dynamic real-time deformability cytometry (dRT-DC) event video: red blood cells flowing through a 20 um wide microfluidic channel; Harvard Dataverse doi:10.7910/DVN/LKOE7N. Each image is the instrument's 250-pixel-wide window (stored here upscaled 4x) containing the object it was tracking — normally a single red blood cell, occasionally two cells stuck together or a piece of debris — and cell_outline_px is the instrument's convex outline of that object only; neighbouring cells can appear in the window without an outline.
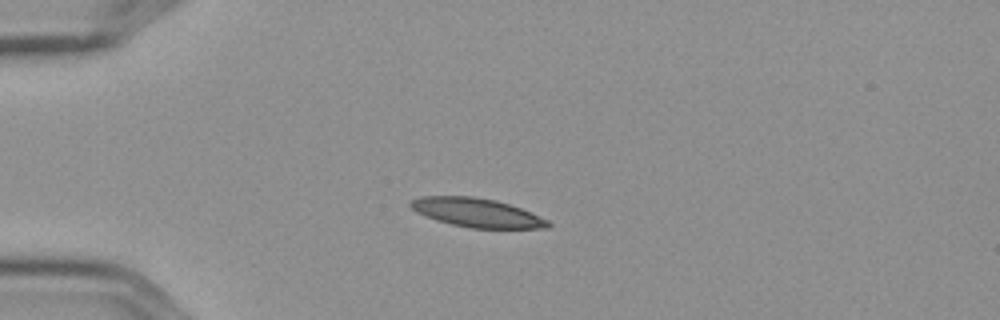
{"species": "Egyptian fruit bat (a non-hibernating species)", "species_latin": "Rousettus aegyptiacus", "temperature_condition": "cold", "stored_images_in_passage": 4, "camera_frame_rate_fps": 3000, "um_per_image_px": 0.085, "frame": {"image": 1, "passage_image": 4, "time_ms": 1.0, "image_size_px": [1000, 320], "cell_outline_px": [[552, 224], [548, 228], [472, 228], [452, 224], [436, 220], [416, 212], [408, 204], [412, 200], [420, 196], [472, 196], [496, 200], [520, 208], [548, 220]], "centroid_in_image_um": [40.51, 18.07], "position_along_channel_um": 44.5, "area_um2": 22.95}}